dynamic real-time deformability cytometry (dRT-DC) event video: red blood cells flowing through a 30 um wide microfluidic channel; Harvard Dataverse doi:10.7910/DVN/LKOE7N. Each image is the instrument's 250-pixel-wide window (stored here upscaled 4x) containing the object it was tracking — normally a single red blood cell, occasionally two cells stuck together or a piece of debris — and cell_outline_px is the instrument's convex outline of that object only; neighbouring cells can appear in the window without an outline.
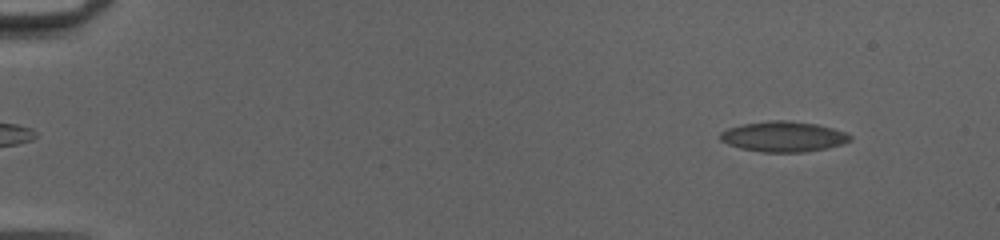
{"species": "common noctule bat (a hibernating species)", "species_latin": "Nyctalus noctula", "temperature_condition": "cold", "stored_images_in_passage": 49, "camera_frame_rate_fps": 3000, "um_per_image_px": 0.085, "animal": {"sex": "female", "body_mass_g": 20.0, "forearm_length_mm": 54.0}, "frame": {"image": 1, "passage_image": 1, "time_ms": 0.0, "image_size_px": [1000, 240], "cell_outline_px": [[852, 140], [840, 144], [824, 148], [804, 152], [764, 152], [744, 148], [728, 144], [720, 140], [720, 132], [728, 128], [744, 124], [772, 120], [784, 120], [816, 124], [832, 128], [844, 132], [852, 136]], "centroid_in_image_um": [66.59, 11.6], "position_along_channel_um": 18.4, "area_um2": 22.6}}
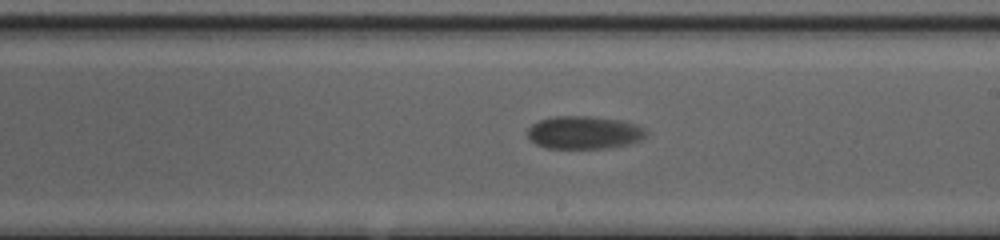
{"frame": {"image": 2, "passage_image": 28, "time_ms": 9.0, "image_size_px": [1000, 240], "cell_outline_px": [[648, 136], [640, 140], [628, 144], [608, 148], [544, 148], [528, 140], [528, 128], [532, 124], [540, 120], [556, 116], [588, 116], [624, 120], [636, 124], [644, 128], [648, 132]], "centroid_in_image_um": [49.67, 11.26], "position_along_channel_um": 239.3, "area_um2": 23.0}}
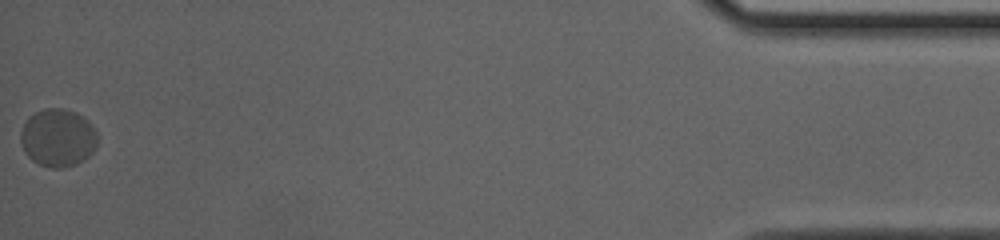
{"frame": {"image": 3, "passage_image": 49, "time_ms": 16.0, "image_size_px": [1000, 240], "cell_outline_px": [[96, 144], [92, 152], [84, 160], [76, 164], [60, 168], [52, 168], [40, 164], [32, 160], [24, 152], [20, 140], [20, 132], [24, 124], [36, 112], [44, 108], [60, 108], [76, 112], [88, 120], [92, 124], [96, 132]], "centroid_in_image_um": [4.92, 11.71], "position_along_channel_um": 430.3, "area_um2": 25.78}, "authors_computed_cell_mechanics": {"area_um2": 22.7732, "velocity_mm_per_s": 3.9663, "shape_relaxation_time_tau1_ms": 9.5773, "shape_relaxation_time_tau2_ms": null, "deformation_change_tau1": 0.1706, "deformation_change_tau2": null}}